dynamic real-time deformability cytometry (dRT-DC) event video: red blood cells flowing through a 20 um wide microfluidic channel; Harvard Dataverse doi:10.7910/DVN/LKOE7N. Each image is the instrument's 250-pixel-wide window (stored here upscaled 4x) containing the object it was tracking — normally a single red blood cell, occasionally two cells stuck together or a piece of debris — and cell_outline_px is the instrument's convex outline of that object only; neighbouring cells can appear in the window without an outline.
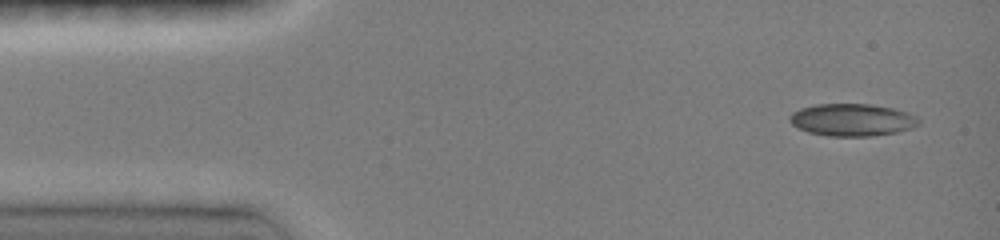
{"species": "common noctule bat (a hibernating species)", "species_latin": "Nyctalus noctula", "temperature_condition": "room temperature", "stored_images_in_passage": 8, "camera_frame_rate_fps": 3000, "um_per_image_px": 0.085, "animal": {"sex": "female", "body_mass_g": 19.0, "forearm_length_mm": 51.5}, "frame": {"image": 1, "passage_image": 1, "time_ms": 0.0, "image_size_px": [1000, 240], "cell_outline_px": [[920, 124], [912, 128], [896, 132], [872, 136], [828, 136], [808, 132], [792, 124], [788, 120], [788, 116], [792, 112], [800, 108], [816, 104], [868, 104], [892, 108], [908, 112], [916, 116], [920, 120]], "centroid_in_image_um": [72.43, 10.19], "position_along_channel_um": 12.6, "area_um2": 24.39}}
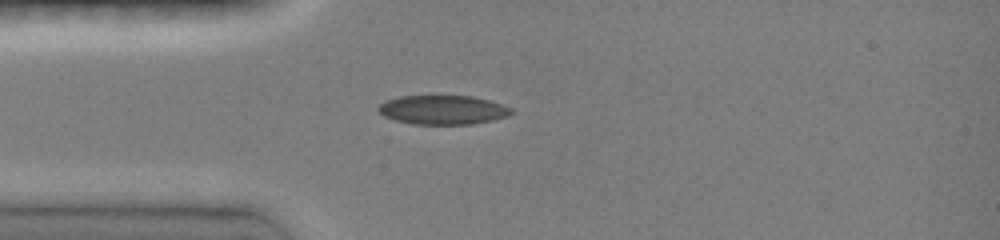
{"frame": {"image": 2, "passage_image": 6, "time_ms": 3.0, "image_size_px": [1000, 240], "cell_outline_px": [[516, 112], [508, 116], [492, 120], [472, 124], [412, 124], [396, 120], [384, 116], [376, 108], [380, 104], [388, 100], [400, 96], [472, 96], [488, 100], [512, 108]], "centroid_in_image_um": [37.66, 9.34], "position_along_channel_um": 47.3, "area_um2": 22.48}}